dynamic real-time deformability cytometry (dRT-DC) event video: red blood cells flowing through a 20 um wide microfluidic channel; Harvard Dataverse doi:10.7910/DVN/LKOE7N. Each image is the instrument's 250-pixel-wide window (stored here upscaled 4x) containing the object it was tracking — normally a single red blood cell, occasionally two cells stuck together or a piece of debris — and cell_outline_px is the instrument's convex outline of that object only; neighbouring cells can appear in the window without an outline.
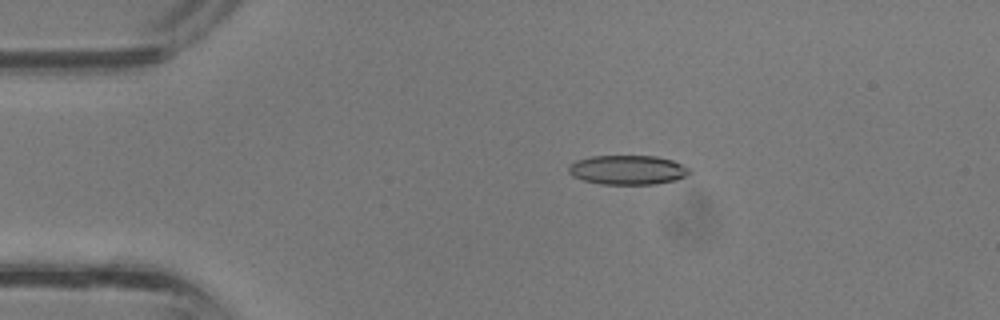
{"species": "common noctule bat (a hibernating species)", "species_latin": "Nyctalus noctula", "temperature_condition": "room temperature", "stored_images_in_passage": 35, "camera_frame_rate_fps": 3000, "um_per_image_px": 0.085, "animal": {"sex": "male", "body_mass_g": 13.3}, "frame": {"image": 1, "passage_image": 6, "time_ms": 1.667, "image_size_px": [1000, 320], "cell_outline_px": [[692, 172], [676, 180], [656, 184], [600, 184], [584, 180], [572, 176], [568, 172], [568, 164], [576, 160], [592, 156], [656, 156], [672, 160], [692, 168]], "centroid_in_image_um": [53.36, 14.44], "position_along_channel_um": 31.6, "area_um2": 20.87}}
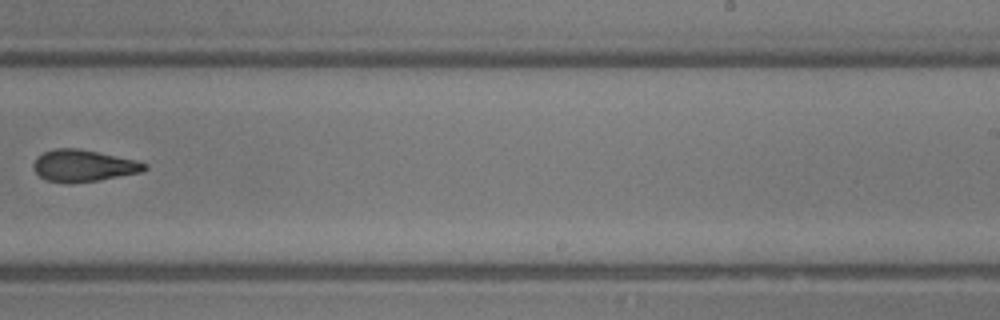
{"frame": {"image": 2, "passage_image": 22, "time_ms": 7.0, "image_size_px": [1000, 320], "cell_outline_px": [[148, 168], [140, 172], [96, 180], [72, 184], [64, 184], [48, 180], [40, 176], [32, 168], [32, 164], [36, 156], [44, 152], [56, 148], [80, 148], [136, 160], [148, 164]], "centroid_in_image_um": [7.05, 14.08], "position_along_channel_um": 282.0, "area_um2": 20.69}}
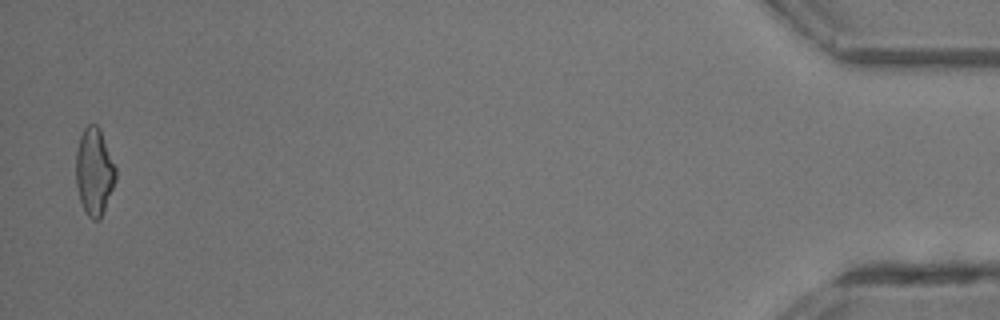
{"frame": {"image": 3, "passage_image": 35, "time_ms": 11.333, "image_size_px": [1000, 320], "cell_outline_px": [[116, 180], [100, 220], [92, 220], [88, 216], [80, 200], [76, 184], [76, 152], [80, 136], [84, 128], [88, 124], [96, 124], [100, 128], [116, 168]], "centroid_in_image_um": [8.01, 14.58], "position_along_channel_um": 427.2, "area_um2": 20.17}}